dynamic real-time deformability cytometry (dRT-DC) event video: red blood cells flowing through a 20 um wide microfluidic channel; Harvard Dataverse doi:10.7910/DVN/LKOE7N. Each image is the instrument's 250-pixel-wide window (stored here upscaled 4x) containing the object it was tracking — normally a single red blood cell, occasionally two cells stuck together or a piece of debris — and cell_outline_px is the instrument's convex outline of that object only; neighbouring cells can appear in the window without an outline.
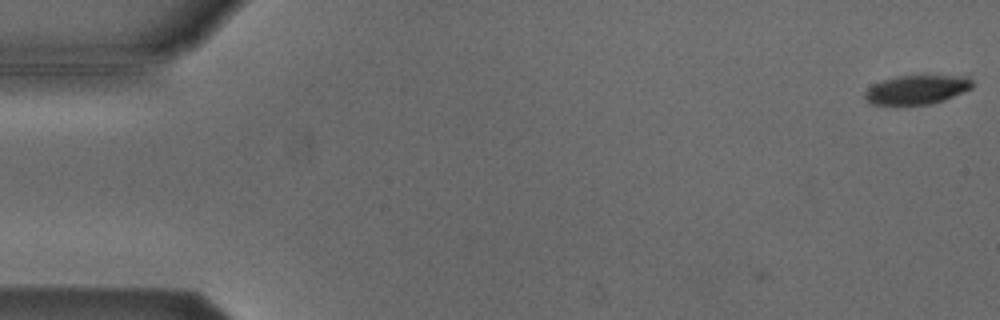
{"species": "Egyptian fruit bat (a non-hibernating species)", "species_latin": "Rousettus aegyptiacus", "temperature_condition": "cold", "stored_images_in_passage": 5, "camera_frame_rate_fps": 3000, "um_per_image_px": 0.085, "animal": {"sex": "male"}, "frame": {"image": 1, "passage_image": 5, "time_ms": 1.333, "image_size_px": [1000, 320], "cell_outline_px": [[972, 88], [944, 100], [928, 104], [868, 104], [864, 96], [864, 92], [872, 84], [896, 76], [968, 76], [972, 80]], "centroid_in_image_um": [77.9, 7.62], "position_along_channel_um": 7.1, "area_um2": 18.03}}